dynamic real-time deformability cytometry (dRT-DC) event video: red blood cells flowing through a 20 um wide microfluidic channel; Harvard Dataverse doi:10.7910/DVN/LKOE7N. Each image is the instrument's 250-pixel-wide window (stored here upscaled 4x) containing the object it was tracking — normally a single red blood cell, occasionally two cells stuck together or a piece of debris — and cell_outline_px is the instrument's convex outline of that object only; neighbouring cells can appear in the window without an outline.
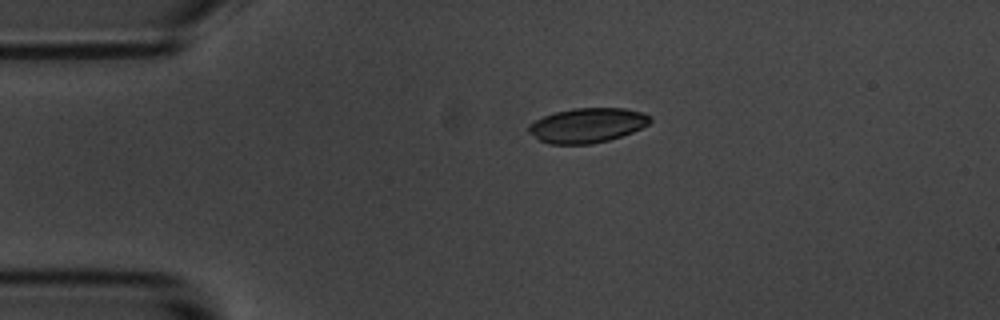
{"species": "common noctule bat (a hibernating species)", "species_latin": "Nyctalus noctula", "temperature_condition": "room temperature", "stored_images_in_passage": 2, "camera_frame_rate_fps": 3000, "um_per_image_px": 0.085, "animal": {"sex": "male", "body_mass_g": 20.1, "forearm_length_mm": 53.5}, "frame": {"image": 1, "passage_image": 1, "time_ms": 0.0, "image_size_px": [1000, 320], "cell_outline_px": [[652, 120], [648, 124], [632, 132], [608, 140], [592, 144], [548, 144], [540, 140], [528, 132], [528, 124], [544, 116], [556, 112], [572, 108], [624, 108], [640, 112], [652, 116]], "centroid_in_image_um": [49.91, 10.65], "position_along_channel_um": 35.1, "area_um2": 24.45}}